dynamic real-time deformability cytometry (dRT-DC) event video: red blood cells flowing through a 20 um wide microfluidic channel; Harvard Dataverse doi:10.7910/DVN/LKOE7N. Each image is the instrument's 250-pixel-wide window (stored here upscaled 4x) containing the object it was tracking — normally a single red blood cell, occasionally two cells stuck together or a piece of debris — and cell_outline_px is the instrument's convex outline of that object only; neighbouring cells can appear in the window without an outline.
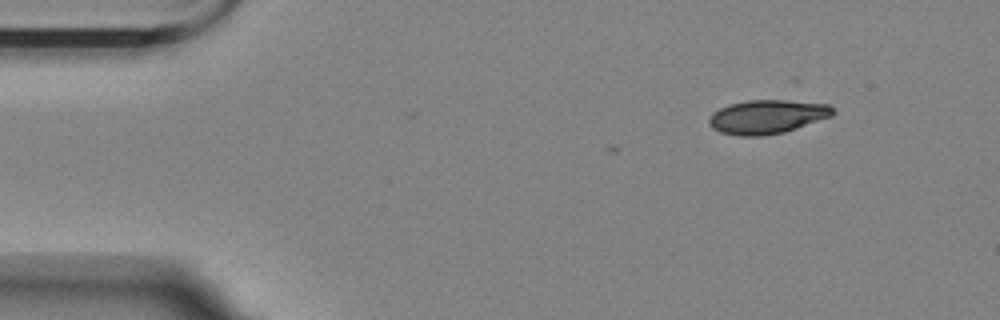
{"species": "Egyptian fruit bat (a non-hibernating species)", "species_latin": "Rousettus aegyptiacus", "temperature_condition": "room temperature", "stored_images_in_passage": 2, "camera_frame_rate_fps": 3000, "um_per_image_px": 0.085, "animal": {"sex": "female"}, "frame": {"image": 1, "passage_image": 2, "time_ms": 1.0, "image_size_px": [1000, 320], "cell_outline_px": [[836, 112], [832, 116], [784, 132], [760, 136], [740, 136], [720, 132], [712, 128], [708, 124], [708, 116], [712, 112], [728, 104], [748, 100], [788, 100], [828, 104]], "centroid_in_image_um": [65.17, 9.92], "position_along_channel_um": 19.8, "area_um2": 24.57}}